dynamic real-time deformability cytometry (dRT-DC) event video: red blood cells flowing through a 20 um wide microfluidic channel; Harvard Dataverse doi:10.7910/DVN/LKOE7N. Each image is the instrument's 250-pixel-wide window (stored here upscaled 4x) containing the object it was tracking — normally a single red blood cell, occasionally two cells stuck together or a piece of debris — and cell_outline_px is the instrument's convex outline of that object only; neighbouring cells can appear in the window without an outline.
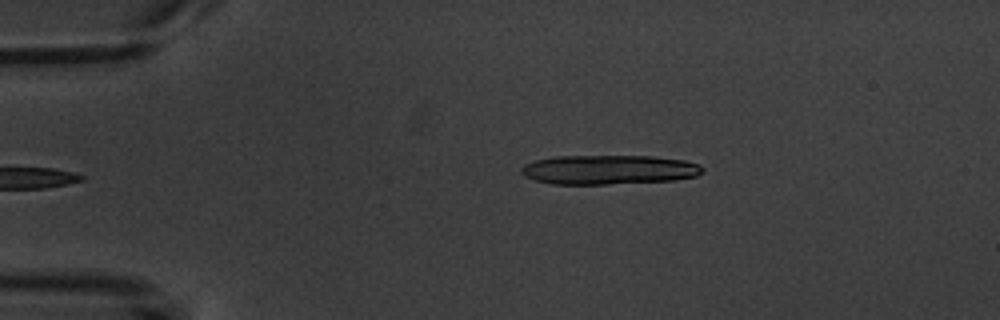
{"species": "common noctule bat (a hibernating species)", "species_latin": "Nyctalus noctula", "temperature_condition": "warm", "stored_images_in_passage": 5, "camera_frame_rate_fps": 3000, "um_per_image_px": 0.085, "animal": {"sex": "male", "body_mass_g": 20.1, "forearm_length_mm": 53.5}, "frame": {"image": 1, "passage_image": 5, "time_ms": 4.667, "image_size_px": [1000, 320], "cell_outline_px": [[704, 172], [696, 176], [672, 180], [608, 184], [552, 184], [536, 180], [524, 176], [520, 172], [520, 168], [524, 164], [536, 160], [556, 156], [652, 156], [684, 160], [700, 164], [704, 168]], "centroid_in_image_um": [51.75, 14.42], "position_along_channel_um": 33.3, "area_um2": 31.1}}